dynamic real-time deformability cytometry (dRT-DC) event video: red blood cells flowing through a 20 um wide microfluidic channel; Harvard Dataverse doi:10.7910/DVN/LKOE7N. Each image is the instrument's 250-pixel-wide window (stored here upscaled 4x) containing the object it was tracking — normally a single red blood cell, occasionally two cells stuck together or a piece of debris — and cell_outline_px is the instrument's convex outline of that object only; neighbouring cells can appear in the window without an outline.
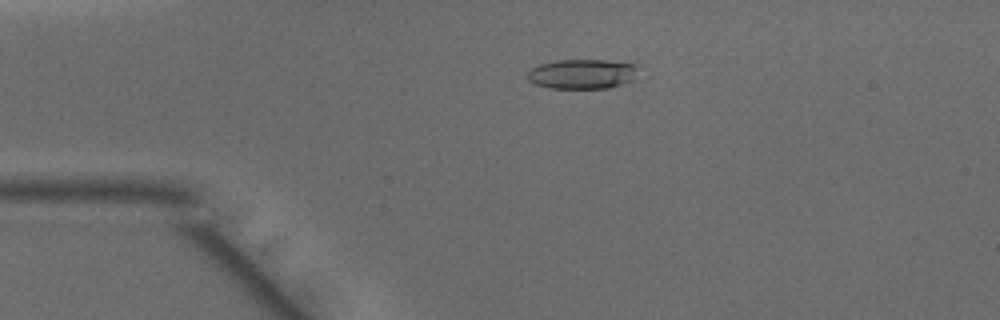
{"species": "common noctule bat (a hibernating species)", "species_latin": "Nyctalus noctula", "temperature_condition": "warm", "stored_images_in_passage": 37, "camera_frame_rate_fps": 3000, "um_per_image_px": 0.085, "animal": {"sex": "male", "body_mass_g": 15.6}, "frame": {"image": 1, "passage_image": 10, "time_ms": 3.0, "image_size_px": [1000, 320], "cell_outline_px": [[636, 68], [632, 80], [608, 88], [552, 88], [536, 84], [528, 80], [528, 72], [532, 68], [540, 64], [556, 60], [636, 60]], "centroid_in_image_um": [49.54, 6.26], "position_along_channel_um": 35.5, "area_um2": 19.31}}
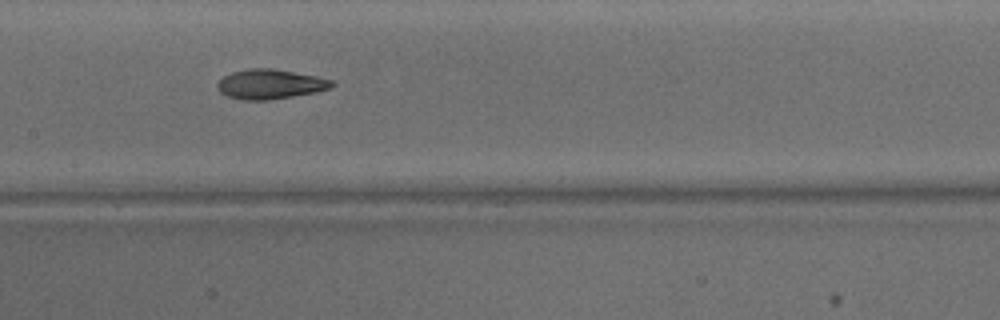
{"frame": {"image": 2, "passage_image": 23, "time_ms": 7.333, "image_size_px": [1000, 320], "cell_outline_px": [[336, 84], [332, 88], [316, 92], [268, 100], [240, 100], [228, 96], [220, 92], [216, 84], [224, 76], [232, 72], [248, 68], [272, 68], [316, 76], [332, 80]], "centroid_in_image_um": [22.97, 7.15], "position_along_channel_um": 184.4, "area_um2": 19.83}}
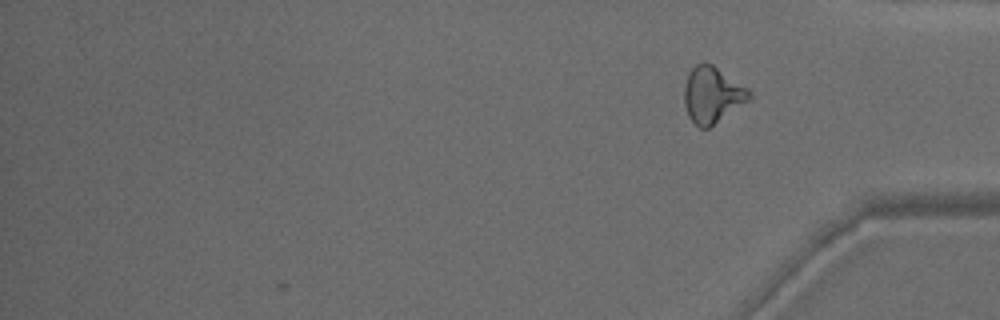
{"frame": {"image": 3, "passage_image": 37, "time_ms": 12.0, "image_size_px": [1000, 320], "cell_outline_px": [[752, 96], [748, 100], [708, 128], [700, 128], [688, 116], [684, 104], [684, 84], [688, 72], [696, 64], [712, 64], [748, 88], [752, 92]], "centroid_in_image_um": [60.52, 8.05], "position_along_channel_um": 374.7, "area_um2": 20.98}, "authors_computed_cell_mechanics": {"area_um2": 19.652, "velocity_mm_per_s": 4.1811, "shape_relaxation_time_tau1_ms": 5.6988, "shape_relaxation_time_tau2_ms": 2.4298, "deformation_change_tau1": 0.2055, "deformation_change_tau2": 0.1159}}